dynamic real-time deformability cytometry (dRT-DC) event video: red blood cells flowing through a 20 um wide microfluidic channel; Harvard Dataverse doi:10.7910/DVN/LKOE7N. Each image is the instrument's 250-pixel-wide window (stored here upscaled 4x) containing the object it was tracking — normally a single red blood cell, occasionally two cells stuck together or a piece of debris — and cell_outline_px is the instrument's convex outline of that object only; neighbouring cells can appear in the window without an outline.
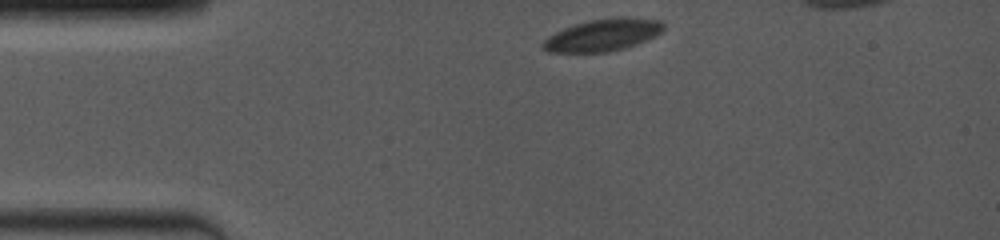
{"species": "common noctule bat (a hibernating species)", "species_latin": "Nyctalus noctula", "temperature_condition": "room temperature", "stored_images_in_passage": 7, "camera_frame_rate_fps": 4000, "um_per_image_px": 0.085, "animal": {"sex": "female", "body_mass_g": 19.0, "forearm_length_mm": 53.3}, "frame": {"image": 1, "passage_image": 1, "time_ms": 0.0, "image_size_px": [1000, 240], "cell_outline_px": [[664, 28], [656, 36], [636, 44], [624, 48], [608, 52], [548, 52], [540, 44], [548, 36], [564, 28], [588, 20], [616, 16], [628, 16], [660, 20], [664, 24]], "centroid_in_image_um": [51.26, 2.96], "position_along_channel_um": 33.7, "area_um2": 22.72}}